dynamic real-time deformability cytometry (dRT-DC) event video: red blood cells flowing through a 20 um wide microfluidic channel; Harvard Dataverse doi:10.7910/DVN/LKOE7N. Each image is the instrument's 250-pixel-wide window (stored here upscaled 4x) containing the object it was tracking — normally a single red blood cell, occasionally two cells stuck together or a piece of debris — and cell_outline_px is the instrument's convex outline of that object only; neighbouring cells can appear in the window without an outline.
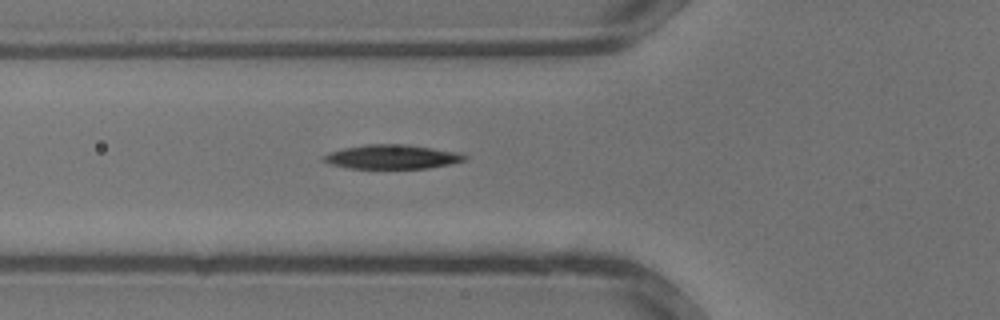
{"species": "common noctule bat (a hibernating species)", "species_latin": "Nyctalus noctula", "temperature_condition": "warm", "stored_images_in_passage": 33, "camera_frame_rate_fps": 3000, "um_per_image_px": 0.085, "animal": {"sex": "male", "body_mass_g": 13.3}, "frame": {"image": 1, "passage_image": 11, "time_ms": 3.333, "image_size_px": [1000, 320], "cell_outline_px": [[468, 160], [452, 164], [428, 168], [348, 168], [332, 164], [320, 160], [320, 156], [328, 152], [344, 148], [364, 144], [408, 144], [460, 152], [468, 156]], "centroid_in_image_um": [33.34, 13.32], "position_along_channel_um": 92.5, "area_um2": 20.23}}
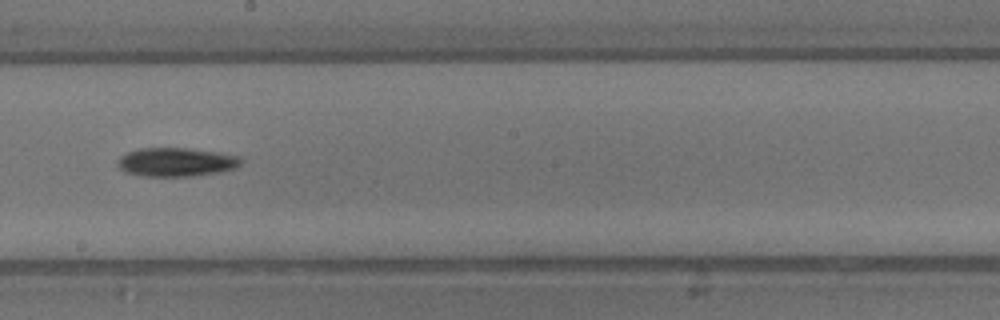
{"frame": {"image": 2, "passage_image": 18, "time_ms": 5.667, "image_size_px": [1000, 320], "cell_outline_px": [[244, 160], [236, 168], [224, 172], [192, 176], [140, 176], [124, 172], [116, 164], [116, 160], [120, 156], [128, 152], [140, 148], [188, 148], [244, 156]], "centroid_in_image_um": [15.01, 13.78], "position_along_channel_um": 233.2, "area_um2": 21.1}}
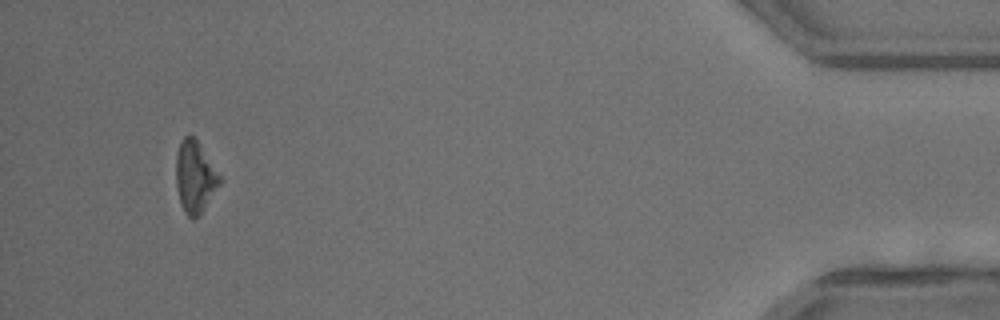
{"frame": {"image": 3, "passage_image": 31, "time_ms": 10.0, "image_size_px": [1000, 320], "cell_outline_px": [[224, 180], [200, 216], [192, 220], [184, 212], [180, 204], [176, 184], [176, 152], [180, 140], [184, 136], [192, 136], [196, 140]], "centroid_in_image_um": [16.58, 15.09], "position_along_channel_um": 418.6, "area_um2": 18.61}}